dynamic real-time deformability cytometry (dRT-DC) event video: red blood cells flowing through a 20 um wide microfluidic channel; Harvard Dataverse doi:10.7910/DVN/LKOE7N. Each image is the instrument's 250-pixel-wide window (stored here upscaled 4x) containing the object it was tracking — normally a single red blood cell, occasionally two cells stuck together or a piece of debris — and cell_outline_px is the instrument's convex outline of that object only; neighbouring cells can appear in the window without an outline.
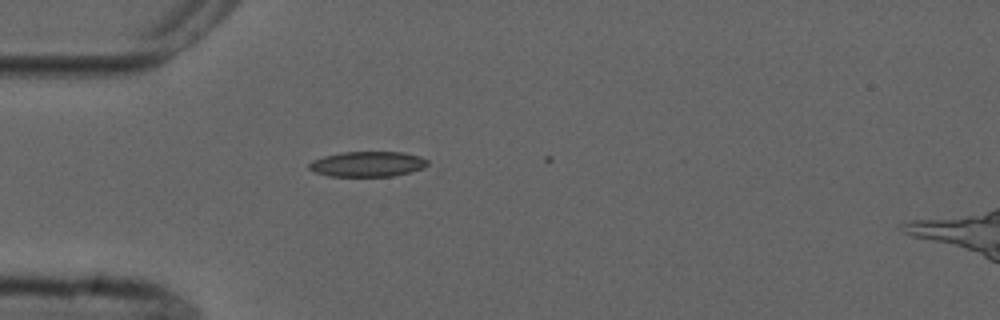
{"species": "common noctule bat (a hibernating species)", "species_latin": "Nyctalus noctula", "temperature_condition": "cold", "stored_images_in_passage": 1, "camera_frame_rate_fps": 3000, "um_per_image_px": 0.085, "animal": {"sex": "male", "forearm_length_mm": 52.5}, "frame": {"image": 1, "passage_image": 1, "time_ms": 0.0, "image_size_px": [1000, 320], "cell_outline_px": [[432, 164], [424, 168], [412, 172], [392, 176], [328, 176], [316, 172], [308, 168], [308, 164], [312, 160], [324, 156], [340, 152], [404, 152], [420, 156], [428, 160]], "centroid_in_image_um": [31.29, 13.94], "position_along_channel_um": 53.7, "area_um2": 17.69}}